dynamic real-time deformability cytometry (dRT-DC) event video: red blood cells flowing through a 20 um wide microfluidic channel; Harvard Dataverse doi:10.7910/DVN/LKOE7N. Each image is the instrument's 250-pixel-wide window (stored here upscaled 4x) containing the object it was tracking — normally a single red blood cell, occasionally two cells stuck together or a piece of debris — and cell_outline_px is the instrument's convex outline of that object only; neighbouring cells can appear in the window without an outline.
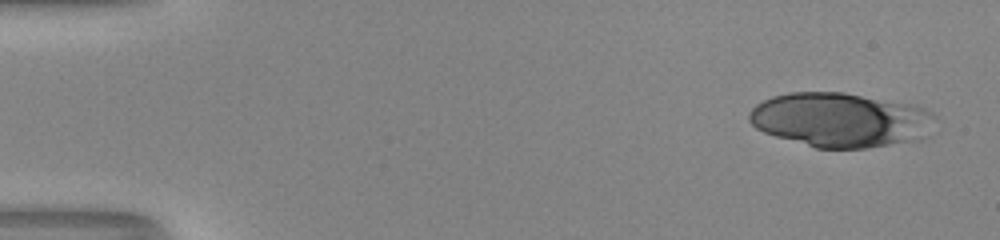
{"species": "human", "species_latin": "Homo sapiens", "temperature_condition": "room temperature", "stored_images_in_passage": 52, "camera_frame_rate_fps": 3000, "um_per_image_px": 0.085, "donor": {"sex": "male"}, "frame": {"image": 1, "passage_image": 3, "time_ms": 0.667, "image_size_px": [1000, 240], "cell_outline_px": [[936, 116], [928, 136], [924, 140], [868, 148], [816, 148], [776, 136], [764, 132], [756, 128], [748, 120], [748, 112], [756, 104], [772, 96], [792, 92], [844, 92], [912, 104], [924, 108], [932, 112]], "centroid_in_image_um": [71.49, 10.2], "position_along_channel_um": 13.5, "area_um2": 59.53}}